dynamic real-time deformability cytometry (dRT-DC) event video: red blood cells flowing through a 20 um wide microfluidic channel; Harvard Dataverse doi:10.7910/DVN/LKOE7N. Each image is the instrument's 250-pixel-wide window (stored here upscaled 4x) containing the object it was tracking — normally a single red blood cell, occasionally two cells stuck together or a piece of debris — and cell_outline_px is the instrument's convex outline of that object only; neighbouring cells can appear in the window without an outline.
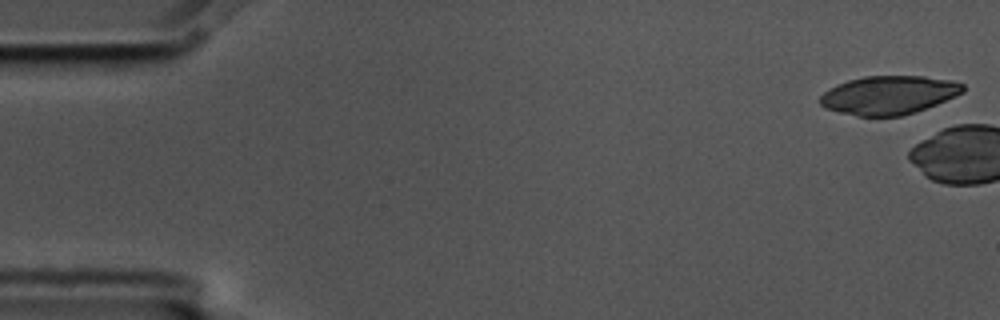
{"species": "common noctule bat (a hibernating species)", "species_latin": "Nyctalus noctula", "temperature_condition": "cold", "stored_images_in_passage": 6, "camera_frame_rate_fps": 3000, "um_per_image_px": 0.085, "animal": {"sex": "male", "body_mass_g": 17.5, "forearm_length_mm": 52.3}, "frame": {"image": 1, "passage_image": 1, "time_ms": 0.0, "image_size_px": [1000, 320], "cell_outline_px": [[964, 92], [936, 104], [900, 116], [856, 116], [824, 108], [820, 104], [820, 96], [824, 92], [836, 84], [848, 80], [864, 76], [924, 76], [952, 80], [964, 84]], "centroid_in_image_um": [75.52, 8.07], "position_along_channel_um": 9.5, "area_um2": 31.96}}